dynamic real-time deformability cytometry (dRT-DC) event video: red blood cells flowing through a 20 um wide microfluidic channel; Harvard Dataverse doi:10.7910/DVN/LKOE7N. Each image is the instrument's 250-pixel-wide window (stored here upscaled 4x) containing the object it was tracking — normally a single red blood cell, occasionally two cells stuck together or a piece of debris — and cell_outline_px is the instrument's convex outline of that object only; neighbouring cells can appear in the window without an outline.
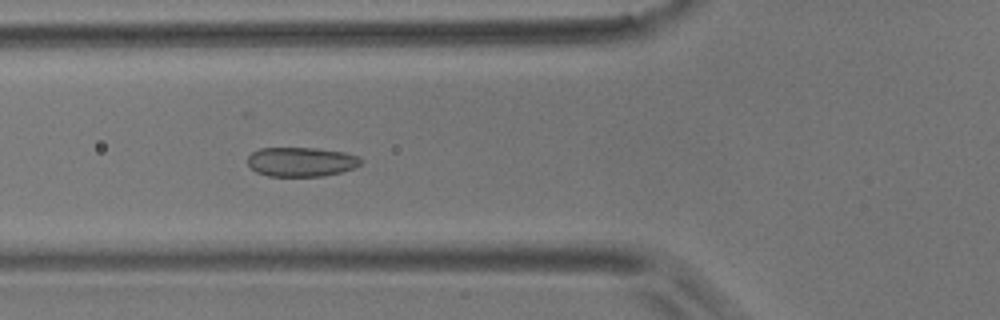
{"species": "common noctule bat (a hibernating species)", "species_latin": "Nyctalus noctula", "temperature_condition": "room temperature", "stored_images_in_passage": 54, "camera_frame_rate_fps": 3000, "um_per_image_px": 0.085, "animal": {"sex": "male", "body_mass_g": 17.9}, "frame": {"image": 1, "passage_image": 19, "time_ms": 6.0, "image_size_px": [1000, 320], "cell_outline_px": [[364, 160], [360, 164], [352, 168], [340, 172], [324, 176], [268, 176], [256, 172], [248, 164], [248, 156], [252, 152], [260, 148], [316, 148], [344, 152], [360, 156]], "centroid_in_image_um": [25.61, 13.75], "position_along_channel_um": 100.2, "area_um2": 19.42}}
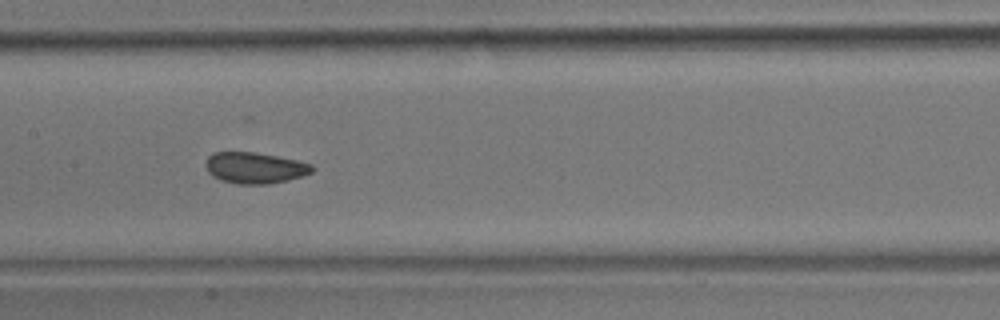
{"frame": {"image": 2, "passage_image": 26, "time_ms": 8.333, "image_size_px": [1000, 320], "cell_outline_px": [[316, 168], [312, 172], [304, 176], [288, 180], [268, 184], [236, 184], [220, 180], [212, 176], [208, 172], [204, 164], [208, 156], [212, 152], [252, 152], [276, 156], [296, 160], [312, 164]], "centroid_in_image_um": [21.65, 14.27], "position_along_channel_um": 185.7, "area_um2": 19.54}}
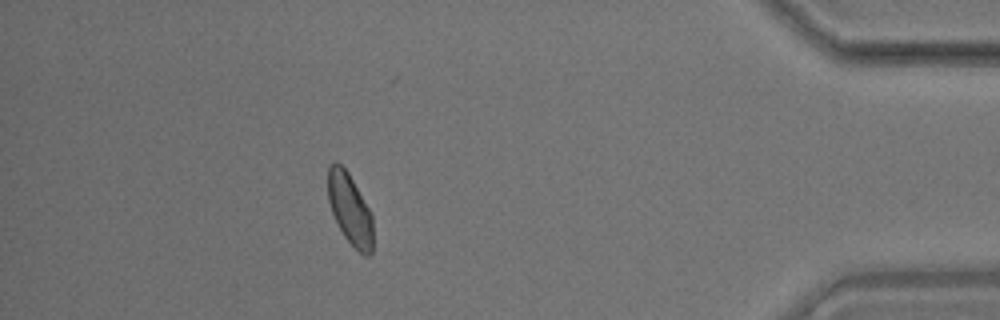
{"frame": {"image": 3, "passage_image": 48, "time_ms": 15.667, "image_size_px": [1000, 320], "cell_outline_px": [[372, 252], [368, 256], [364, 256], [344, 236], [332, 212], [328, 200], [328, 164], [336, 160], [348, 172], [368, 208], [372, 216]], "centroid_in_image_um": [29.72, 17.75], "position_along_channel_um": 405.5, "area_um2": 18.32}, "authors_computed_cell_mechanics": {"area_um2": 19.4497, "velocity_mm_per_s": 3.6408, "shape_relaxation_time_tau1_ms": 3.4775, "shape_relaxation_time_tau2_ms": 1.0177, "deformation_change_tau1": 0.0733, "deformation_change_tau2": 0.051}}